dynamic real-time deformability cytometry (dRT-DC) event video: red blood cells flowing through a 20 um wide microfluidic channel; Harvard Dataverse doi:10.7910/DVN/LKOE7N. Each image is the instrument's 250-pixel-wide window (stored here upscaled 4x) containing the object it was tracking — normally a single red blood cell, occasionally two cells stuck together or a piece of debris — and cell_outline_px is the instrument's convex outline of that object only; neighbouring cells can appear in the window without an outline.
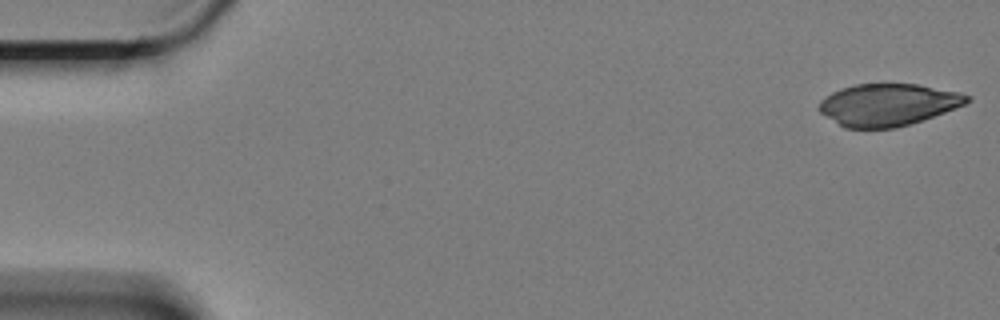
{"species": "Egyptian fruit bat (a non-hibernating species)", "species_latin": "Rousettus aegyptiacus", "temperature_condition": "cold", "stored_images_in_passage": 60, "camera_frame_rate_fps": 3000, "um_per_image_px": 0.085, "animal": {"sex": "female"}, "frame": {"image": 1, "passage_image": 1, "time_ms": 0.0, "image_size_px": [1000, 320], "cell_outline_px": [[972, 100], [964, 104], [924, 120], [896, 128], [844, 128], [820, 112], [816, 108], [820, 100], [832, 92], [840, 88], [856, 84], [916, 84], [956, 92], [972, 96]], "centroid_in_image_um": [75.44, 8.91], "position_along_channel_um": 9.6, "area_um2": 36.24}}